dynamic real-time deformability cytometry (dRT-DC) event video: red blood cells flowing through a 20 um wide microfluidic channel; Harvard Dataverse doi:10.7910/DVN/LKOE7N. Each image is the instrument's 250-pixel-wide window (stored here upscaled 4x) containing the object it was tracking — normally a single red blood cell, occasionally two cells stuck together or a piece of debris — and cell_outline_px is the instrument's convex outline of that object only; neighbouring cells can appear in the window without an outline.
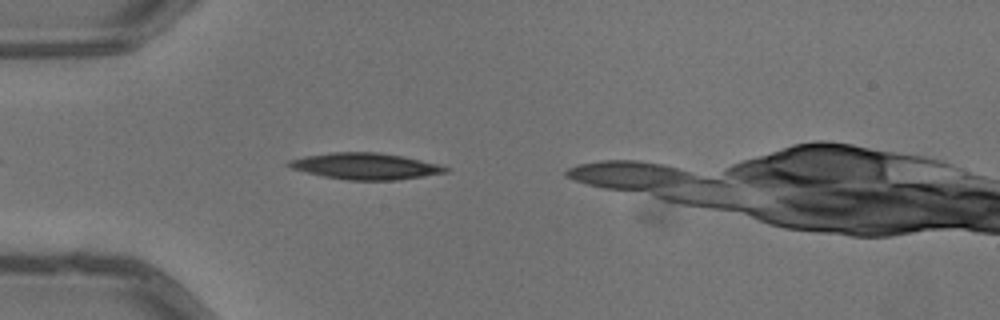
{"species": "common noctule bat (a hibernating species)", "species_latin": "Nyctalus noctula", "temperature_condition": "warm", "stored_images_in_passage": 2, "camera_frame_rate_fps": 3000, "um_per_image_px": 0.085, "animal": {"sex": "male", "body_mass_g": 13.3}, "frame": {"image": 1, "passage_image": 2, "time_ms": 0.333, "image_size_px": [1000, 320], "cell_outline_px": [[452, 168], [448, 172], [400, 180], [344, 180], [324, 176], [292, 168], [284, 164], [288, 160], [304, 156], [332, 152], [380, 152], [440, 164]], "centroid_in_image_um": [31.09, 14.12], "position_along_channel_um": 53.9, "area_um2": 24.16}}